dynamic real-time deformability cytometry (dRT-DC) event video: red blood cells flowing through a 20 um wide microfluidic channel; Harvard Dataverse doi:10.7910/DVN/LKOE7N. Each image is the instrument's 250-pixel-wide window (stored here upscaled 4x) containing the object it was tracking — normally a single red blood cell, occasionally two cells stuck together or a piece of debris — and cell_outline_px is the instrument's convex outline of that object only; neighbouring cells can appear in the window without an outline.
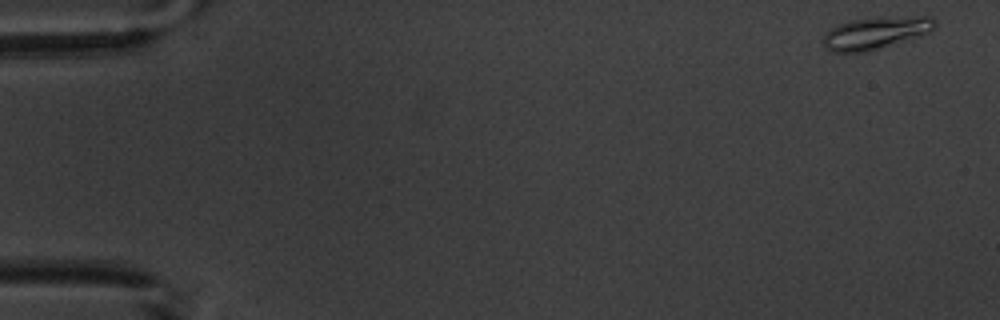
{"species": "common noctule bat (a hibernating species)", "species_latin": "Nyctalus noctula", "temperature_condition": "warm", "stored_images_in_passage": 6, "camera_frame_rate_fps": 3000, "um_per_image_px": 0.085, "animal": {"sex": "male", "body_mass_g": 20.1, "forearm_length_mm": 53.5}, "frame": {"image": 1, "passage_image": 1, "time_ms": 0.0, "image_size_px": [1000, 320], "cell_outline_px": [[936, 28], [920, 36], [864, 52], [828, 52], [820, 44], [824, 32], [840, 24], [852, 20], [916, 16], [932, 16], [936, 20]], "centroid_in_image_um": [74.38, 2.82], "position_along_channel_um": 10.6, "area_um2": 20.87}}
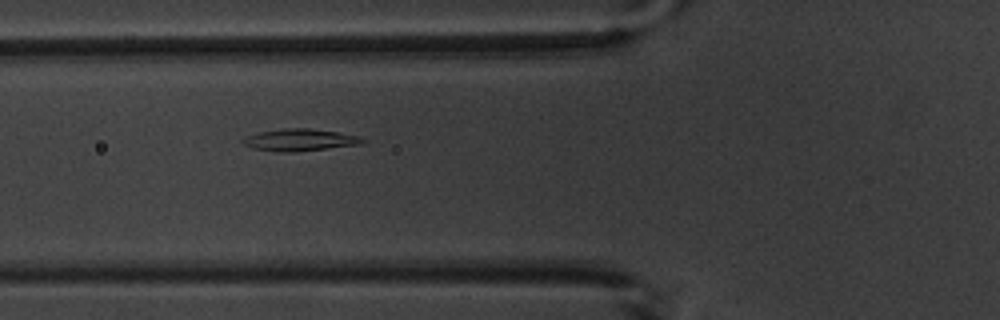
{"frame": {"image": 2, "passage_image": 6, "time_ms": 6.333, "image_size_px": [1000, 320], "cell_outline_px": [[364, 144], [296, 152], [276, 152], [252, 148], [244, 144], [240, 140], [248, 136], [260, 132], [284, 128], [308, 128], [336, 132], [360, 136], [364, 140]], "centroid_in_image_um": [25.49, 11.9], "position_along_channel_um": 100.3, "area_um2": 15.37}}